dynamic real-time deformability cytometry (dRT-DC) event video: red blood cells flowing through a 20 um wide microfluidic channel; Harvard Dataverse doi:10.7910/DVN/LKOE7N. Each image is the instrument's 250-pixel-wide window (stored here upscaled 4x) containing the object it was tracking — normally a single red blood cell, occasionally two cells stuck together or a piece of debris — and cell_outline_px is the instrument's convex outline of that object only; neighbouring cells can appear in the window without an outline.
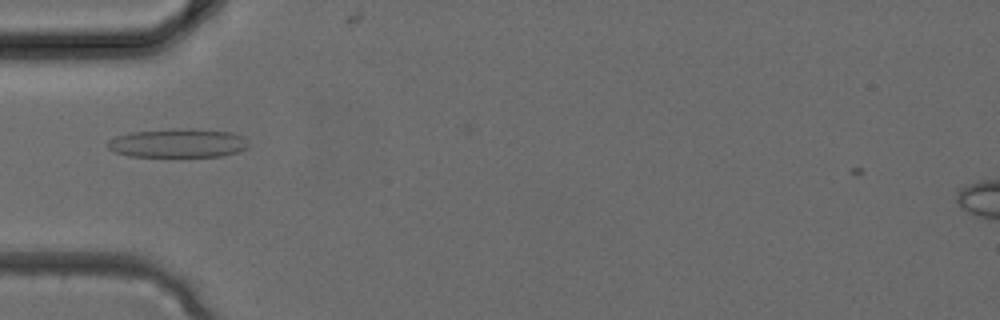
{"species": "common noctule bat (a hibernating species)", "species_latin": "Nyctalus noctula", "temperature_condition": "cold", "stored_images_in_passage": 3, "camera_frame_rate_fps": 3000, "um_per_image_px": 0.085, "animal": {"sex": "female", "body_mass_g": 24.6, "forearm_length_mm": 56.2}, "frame": {"image": 1, "passage_image": 3, "time_ms": 0.667, "image_size_px": [1000, 320], "cell_outline_px": [[252, 144], [248, 148], [236, 152], [220, 156], [128, 156], [116, 152], [108, 148], [108, 140], [116, 136], [132, 132], [172, 128], [192, 128], [232, 132], [244, 136]], "centroid_in_image_um": [15.19, 12.15], "position_along_channel_um": 69.8, "area_um2": 23.93}}